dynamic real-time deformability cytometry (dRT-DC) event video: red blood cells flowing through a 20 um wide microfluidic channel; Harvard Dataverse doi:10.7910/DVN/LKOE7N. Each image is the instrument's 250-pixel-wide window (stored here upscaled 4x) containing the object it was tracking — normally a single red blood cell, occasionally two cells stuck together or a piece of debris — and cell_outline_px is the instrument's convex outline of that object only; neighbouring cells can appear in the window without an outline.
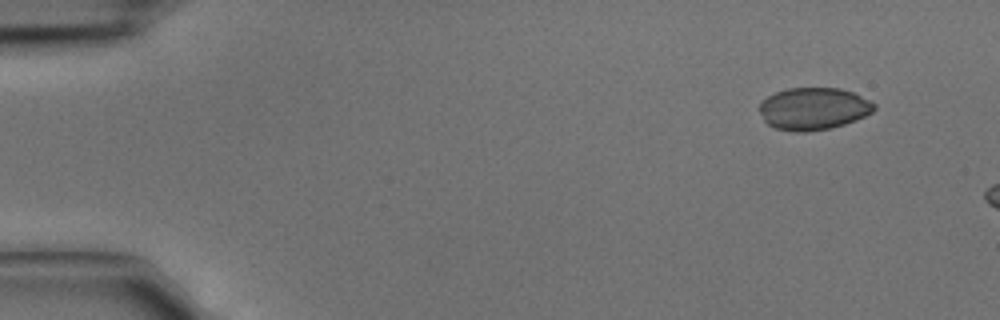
{"species": "common noctule bat (a hibernating species)", "species_latin": "Nyctalus noctula", "temperature_condition": "cold", "stored_images_in_passage": 3, "camera_frame_rate_fps": 3000, "um_per_image_px": 0.085, "animal": {"sex": "male", "body_mass_g": 15.6}, "frame": {"image": 1, "passage_image": 1, "time_ms": 0.0, "image_size_px": [1000, 320], "cell_outline_px": [[876, 108], [872, 112], [856, 120], [844, 124], [828, 128], [804, 132], [796, 132], [776, 128], [768, 124], [764, 120], [760, 112], [760, 104], [768, 96], [776, 92], [788, 88], [840, 88], [852, 92], [876, 104]], "centroid_in_image_um": [69.15, 9.23], "position_along_channel_um": 15.9, "area_um2": 27.98}}